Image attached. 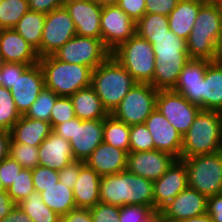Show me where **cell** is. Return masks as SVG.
I'll return each mask as SVG.
<instances>
[{"label": "cell", "instance_id": "6da1fadb", "mask_svg": "<svg viewBox=\"0 0 222 222\" xmlns=\"http://www.w3.org/2000/svg\"><path fill=\"white\" fill-rule=\"evenodd\" d=\"M149 41L155 53V70L150 83L157 90L173 89L184 66L190 60L187 42L168 31L159 38H143Z\"/></svg>", "mask_w": 222, "mask_h": 222}, {"label": "cell", "instance_id": "7a4b0ae2", "mask_svg": "<svg viewBox=\"0 0 222 222\" xmlns=\"http://www.w3.org/2000/svg\"><path fill=\"white\" fill-rule=\"evenodd\" d=\"M154 181L124 170L100 179V202L122 207L145 205L154 209Z\"/></svg>", "mask_w": 222, "mask_h": 222}, {"label": "cell", "instance_id": "3957f363", "mask_svg": "<svg viewBox=\"0 0 222 222\" xmlns=\"http://www.w3.org/2000/svg\"><path fill=\"white\" fill-rule=\"evenodd\" d=\"M222 37V6L203 4L187 39L190 59L219 60Z\"/></svg>", "mask_w": 222, "mask_h": 222}, {"label": "cell", "instance_id": "277c9868", "mask_svg": "<svg viewBox=\"0 0 222 222\" xmlns=\"http://www.w3.org/2000/svg\"><path fill=\"white\" fill-rule=\"evenodd\" d=\"M222 151V113L200 110L183 136L181 159Z\"/></svg>", "mask_w": 222, "mask_h": 222}, {"label": "cell", "instance_id": "5b68a950", "mask_svg": "<svg viewBox=\"0 0 222 222\" xmlns=\"http://www.w3.org/2000/svg\"><path fill=\"white\" fill-rule=\"evenodd\" d=\"M137 82L111 55L92 71L91 87L111 114Z\"/></svg>", "mask_w": 222, "mask_h": 222}, {"label": "cell", "instance_id": "8992f818", "mask_svg": "<svg viewBox=\"0 0 222 222\" xmlns=\"http://www.w3.org/2000/svg\"><path fill=\"white\" fill-rule=\"evenodd\" d=\"M45 87L56 95L70 97L78 90L91 86L93 69L85 65L67 63L58 60L54 55L39 58Z\"/></svg>", "mask_w": 222, "mask_h": 222}, {"label": "cell", "instance_id": "52a82bcc", "mask_svg": "<svg viewBox=\"0 0 222 222\" xmlns=\"http://www.w3.org/2000/svg\"><path fill=\"white\" fill-rule=\"evenodd\" d=\"M114 57L137 83L150 84L155 70V53L146 39L135 34L118 45L112 52Z\"/></svg>", "mask_w": 222, "mask_h": 222}, {"label": "cell", "instance_id": "ba28073f", "mask_svg": "<svg viewBox=\"0 0 222 222\" xmlns=\"http://www.w3.org/2000/svg\"><path fill=\"white\" fill-rule=\"evenodd\" d=\"M103 127L104 120L82 121L75 117L56 125L53 132L63 139L69 140L75 160L85 162L103 142Z\"/></svg>", "mask_w": 222, "mask_h": 222}, {"label": "cell", "instance_id": "9c48e42d", "mask_svg": "<svg viewBox=\"0 0 222 222\" xmlns=\"http://www.w3.org/2000/svg\"><path fill=\"white\" fill-rule=\"evenodd\" d=\"M181 160L187 168L188 187L207 198L222 192V151Z\"/></svg>", "mask_w": 222, "mask_h": 222}, {"label": "cell", "instance_id": "30bf717a", "mask_svg": "<svg viewBox=\"0 0 222 222\" xmlns=\"http://www.w3.org/2000/svg\"><path fill=\"white\" fill-rule=\"evenodd\" d=\"M158 91L151 84L136 83L111 115L129 126L144 123L156 109Z\"/></svg>", "mask_w": 222, "mask_h": 222}, {"label": "cell", "instance_id": "8fae6325", "mask_svg": "<svg viewBox=\"0 0 222 222\" xmlns=\"http://www.w3.org/2000/svg\"><path fill=\"white\" fill-rule=\"evenodd\" d=\"M53 55L63 62L85 65L94 70L111 55V51L102 39L75 35Z\"/></svg>", "mask_w": 222, "mask_h": 222}, {"label": "cell", "instance_id": "7c38bea8", "mask_svg": "<svg viewBox=\"0 0 222 222\" xmlns=\"http://www.w3.org/2000/svg\"><path fill=\"white\" fill-rule=\"evenodd\" d=\"M156 109L182 136L189 130L195 116L201 110L199 106L191 104L172 89L158 91Z\"/></svg>", "mask_w": 222, "mask_h": 222}, {"label": "cell", "instance_id": "4fadbf2b", "mask_svg": "<svg viewBox=\"0 0 222 222\" xmlns=\"http://www.w3.org/2000/svg\"><path fill=\"white\" fill-rule=\"evenodd\" d=\"M76 35V28L65 6L45 14L41 40V57L53 55Z\"/></svg>", "mask_w": 222, "mask_h": 222}, {"label": "cell", "instance_id": "5bb4252c", "mask_svg": "<svg viewBox=\"0 0 222 222\" xmlns=\"http://www.w3.org/2000/svg\"><path fill=\"white\" fill-rule=\"evenodd\" d=\"M100 26L101 39L111 52L136 34V23L118 5L103 7Z\"/></svg>", "mask_w": 222, "mask_h": 222}, {"label": "cell", "instance_id": "9a60e30c", "mask_svg": "<svg viewBox=\"0 0 222 222\" xmlns=\"http://www.w3.org/2000/svg\"><path fill=\"white\" fill-rule=\"evenodd\" d=\"M177 160L173 155L158 151L130 152L127 157L126 170L143 178L155 181Z\"/></svg>", "mask_w": 222, "mask_h": 222}, {"label": "cell", "instance_id": "2e32d148", "mask_svg": "<svg viewBox=\"0 0 222 222\" xmlns=\"http://www.w3.org/2000/svg\"><path fill=\"white\" fill-rule=\"evenodd\" d=\"M45 87L44 76L39 63L30 66L18 75L9 88L20 115H25Z\"/></svg>", "mask_w": 222, "mask_h": 222}, {"label": "cell", "instance_id": "e0dca14e", "mask_svg": "<svg viewBox=\"0 0 222 222\" xmlns=\"http://www.w3.org/2000/svg\"><path fill=\"white\" fill-rule=\"evenodd\" d=\"M207 199L206 196L197 190L187 187L160 211L165 222H178L183 219L206 214Z\"/></svg>", "mask_w": 222, "mask_h": 222}, {"label": "cell", "instance_id": "ac0fdd59", "mask_svg": "<svg viewBox=\"0 0 222 222\" xmlns=\"http://www.w3.org/2000/svg\"><path fill=\"white\" fill-rule=\"evenodd\" d=\"M212 61L190 59L181 71L173 91L184 96L191 104L203 110V79Z\"/></svg>", "mask_w": 222, "mask_h": 222}, {"label": "cell", "instance_id": "d6986e66", "mask_svg": "<svg viewBox=\"0 0 222 222\" xmlns=\"http://www.w3.org/2000/svg\"><path fill=\"white\" fill-rule=\"evenodd\" d=\"M187 187L186 165L177 159L161 178L154 181V210L160 211Z\"/></svg>", "mask_w": 222, "mask_h": 222}, {"label": "cell", "instance_id": "ffe728a7", "mask_svg": "<svg viewBox=\"0 0 222 222\" xmlns=\"http://www.w3.org/2000/svg\"><path fill=\"white\" fill-rule=\"evenodd\" d=\"M152 135L154 150L169 153L181 159L183 136L155 109L144 122Z\"/></svg>", "mask_w": 222, "mask_h": 222}, {"label": "cell", "instance_id": "44dd1931", "mask_svg": "<svg viewBox=\"0 0 222 222\" xmlns=\"http://www.w3.org/2000/svg\"><path fill=\"white\" fill-rule=\"evenodd\" d=\"M72 18L76 35L101 39V12L103 7L93 0H79L65 3Z\"/></svg>", "mask_w": 222, "mask_h": 222}, {"label": "cell", "instance_id": "7402d4cb", "mask_svg": "<svg viewBox=\"0 0 222 222\" xmlns=\"http://www.w3.org/2000/svg\"><path fill=\"white\" fill-rule=\"evenodd\" d=\"M0 54L4 63L29 66L39 62L37 51L13 28L0 30Z\"/></svg>", "mask_w": 222, "mask_h": 222}, {"label": "cell", "instance_id": "603a6c76", "mask_svg": "<svg viewBox=\"0 0 222 222\" xmlns=\"http://www.w3.org/2000/svg\"><path fill=\"white\" fill-rule=\"evenodd\" d=\"M39 165L56 171L74 162L69 140L63 139L53 131L39 145Z\"/></svg>", "mask_w": 222, "mask_h": 222}, {"label": "cell", "instance_id": "cb8c5ba5", "mask_svg": "<svg viewBox=\"0 0 222 222\" xmlns=\"http://www.w3.org/2000/svg\"><path fill=\"white\" fill-rule=\"evenodd\" d=\"M128 153L102 142L88 157L85 164L101 177L126 170Z\"/></svg>", "mask_w": 222, "mask_h": 222}, {"label": "cell", "instance_id": "d4e9b609", "mask_svg": "<svg viewBox=\"0 0 222 222\" xmlns=\"http://www.w3.org/2000/svg\"><path fill=\"white\" fill-rule=\"evenodd\" d=\"M101 176L85 165L74 184L73 194L77 208H92L100 202Z\"/></svg>", "mask_w": 222, "mask_h": 222}, {"label": "cell", "instance_id": "484cf974", "mask_svg": "<svg viewBox=\"0 0 222 222\" xmlns=\"http://www.w3.org/2000/svg\"><path fill=\"white\" fill-rule=\"evenodd\" d=\"M202 5L200 0H179L168 15L170 31L187 41Z\"/></svg>", "mask_w": 222, "mask_h": 222}, {"label": "cell", "instance_id": "4316f807", "mask_svg": "<svg viewBox=\"0 0 222 222\" xmlns=\"http://www.w3.org/2000/svg\"><path fill=\"white\" fill-rule=\"evenodd\" d=\"M52 131L50 122L21 115L10 133L11 139L16 143H25L33 147H39Z\"/></svg>", "mask_w": 222, "mask_h": 222}, {"label": "cell", "instance_id": "83f0119b", "mask_svg": "<svg viewBox=\"0 0 222 222\" xmlns=\"http://www.w3.org/2000/svg\"><path fill=\"white\" fill-rule=\"evenodd\" d=\"M70 99L76 118L82 121L104 120L109 115L91 86L78 90L70 96Z\"/></svg>", "mask_w": 222, "mask_h": 222}, {"label": "cell", "instance_id": "f1b7e54d", "mask_svg": "<svg viewBox=\"0 0 222 222\" xmlns=\"http://www.w3.org/2000/svg\"><path fill=\"white\" fill-rule=\"evenodd\" d=\"M203 110L222 113V60L212 61L203 79Z\"/></svg>", "mask_w": 222, "mask_h": 222}, {"label": "cell", "instance_id": "f546056e", "mask_svg": "<svg viewBox=\"0 0 222 222\" xmlns=\"http://www.w3.org/2000/svg\"><path fill=\"white\" fill-rule=\"evenodd\" d=\"M44 23L45 14L29 10L13 27L37 51L39 57Z\"/></svg>", "mask_w": 222, "mask_h": 222}, {"label": "cell", "instance_id": "4dcf8cb0", "mask_svg": "<svg viewBox=\"0 0 222 222\" xmlns=\"http://www.w3.org/2000/svg\"><path fill=\"white\" fill-rule=\"evenodd\" d=\"M43 202L61 217L77 208L73 189L58 181L56 184L40 192Z\"/></svg>", "mask_w": 222, "mask_h": 222}, {"label": "cell", "instance_id": "1f68e13d", "mask_svg": "<svg viewBox=\"0 0 222 222\" xmlns=\"http://www.w3.org/2000/svg\"><path fill=\"white\" fill-rule=\"evenodd\" d=\"M103 142L129 153L130 126L109 114L104 119Z\"/></svg>", "mask_w": 222, "mask_h": 222}, {"label": "cell", "instance_id": "d6a6232c", "mask_svg": "<svg viewBox=\"0 0 222 222\" xmlns=\"http://www.w3.org/2000/svg\"><path fill=\"white\" fill-rule=\"evenodd\" d=\"M33 222H57L61 216L51 210L42 200L39 192L34 191L17 204Z\"/></svg>", "mask_w": 222, "mask_h": 222}, {"label": "cell", "instance_id": "836d02e7", "mask_svg": "<svg viewBox=\"0 0 222 222\" xmlns=\"http://www.w3.org/2000/svg\"><path fill=\"white\" fill-rule=\"evenodd\" d=\"M170 31L168 16L145 13L136 23V34L141 38H159Z\"/></svg>", "mask_w": 222, "mask_h": 222}, {"label": "cell", "instance_id": "e575fe53", "mask_svg": "<svg viewBox=\"0 0 222 222\" xmlns=\"http://www.w3.org/2000/svg\"><path fill=\"white\" fill-rule=\"evenodd\" d=\"M29 10L28 0H0V28H13Z\"/></svg>", "mask_w": 222, "mask_h": 222}, {"label": "cell", "instance_id": "d590c367", "mask_svg": "<svg viewBox=\"0 0 222 222\" xmlns=\"http://www.w3.org/2000/svg\"><path fill=\"white\" fill-rule=\"evenodd\" d=\"M58 97L59 96L56 95L51 89L44 87L36 101L31 105L30 109L24 116L50 122L51 111Z\"/></svg>", "mask_w": 222, "mask_h": 222}, {"label": "cell", "instance_id": "8d00e7d4", "mask_svg": "<svg viewBox=\"0 0 222 222\" xmlns=\"http://www.w3.org/2000/svg\"><path fill=\"white\" fill-rule=\"evenodd\" d=\"M20 117L10 90L0 86V130L11 131Z\"/></svg>", "mask_w": 222, "mask_h": 222}, {"label": "cell", "instance_id": "74e56055", "mask_svg": "<svg viewBox=\"0 0 222 222\" xmlns=\"http://www.w3.org/2000/svg\"><path fill=\"white\" fill-rule=\"evenodd\" d=\"M9 156L25 169L32 170L39 165L38 147H33L25 143H16L12 139L9 144Z\"/></svg>", "mask_w": 222, "mask_h": 222}, {"label": "cell", "instance_id": "f35d334b", "mask_svg": "<svg viewBox=\"0 0 222 222\" xmlns=\"http://www.w3.org/2000/svg\"><path fill=\"white\" fill-rule=\"evenodd\" d=\"M6 191L16 205L26 199L30 193L35 191L32 170L23 168Z\"/></svg>", "mask_w": 222, "mask_h": 222}, {"label": "cell", "instance_id": "ab89813d", "mask_svg": "<svg viewBox=\"0 0 222 222\" xmlns=\"http://www.w3.org/2000/svg\"><path fill=\"white\" fill-rule=\"evenodd\" d=\"M154 150V141L144 123L130 126V152Z\"/></svg>", "mask_w": 222, "mask_h": 222}, {"label": "cell", "instance_id": "60d3db41", "mask_svg": "<svg viewBox=\"0 0 222 222\" xmlns=\"http://www.w3.org/2000/svg\"><path fill=\"white\" fill-rule=\"evenodd\" d=\"M75 117L76 115L70 97L59 96L51 111V128L53 129L56 125L65 123Z\"/></svg>", "mask_w": 222, "mask_h": 222}, {"label": "cell", "instance_id": "b9f144b4", "mask_svg": "<svg viewBox=\"0 0 222 222\" xmlns=\"http://www.w3.org/2000/svg\"><path fill=\"white\" fill-rule=\"evenodd\" d=\"M59 171L38 165L32 169V180L34 189L37 192H42L59 181Z\"/></svg>", "mask_w": 222, "mask_h": 222}, {"label": "cell", "instance_id": "7bdbcfd3", "mask_svg": "<svg viewBox=\"0 0 222 222\" xmlns=\"http://www.w3.org/2000/svg\"><path fill=\"white\" fill-rule=\"evenodd\" d=\"M155 210L145 205H123L120 207L119 222H142Z\"/></svg>", "mask_w": 222, "mask_h": 222}, {"label": "cell", "instance_id": "ee69618b", "mask_svg": "<svg viewBox=\"0 0 222 222\" xmlns=\"http://www.w3.org/2000/svg\"><path fill=\"white\" fill-rule=\"evenodd\" d=\"M90 213L92 222H119L120 207L99 202Z\"/></svg>", "mask_w": 222, "mask_h": 222}, {"label": "cell", "instance_id": "f6af8a7d", "mask_svg": "<svg viewBox=\"0 0 222 222\" xmlns=\"http://www.w3.org/2000/svg\"><path fill=\"white\" fill-rule=\"evenodd\" d=\"M22 169V166L10 156L0 163V181L4 190L11 186Z\"/></svg>", "mask_w": 222, "mask_h": 222}, {"label": "cell", "instance_id": "bcb514c9", "mask_svg": "<svg viewBox=\"0 0 222 222\" xmlns=\"http://www.w3.org/2000/svg\"><path fill=\"white\" fill-rule=\"evenodd\" d=\"M30 66L21 63H4L0 70V86L10 88L18 75H22Z\"/></svg>", "mask_w": 222, "mask_h": 222}, {"label": "cell", "instance_id": "7dc6e473", "mask_svg": "<svg viewBox=\"0 0 222 222\" xmlns=\"http://www.w3.org/2000/svg\"><path fill=\"white\" fill-rule=\"evenodd\" d=\"M84 161H77L70 163L64 169L59 170V181L65 184L68 188L73 189L74 184L79 177L81 169L85 166Z\"/></svg>", "mask_w": 222, "mask_h": 222}, {"label": "cell", "instance_id": "c3c4849f", "mask_svg": "<svg viewBox=\"0 0 222 222\" xmlns=\"http://www.w3.org/2000/svg\"><path fill=\"white\" fill-rule=\"evenodd\" d=\"M118 6L137 23L146 13L145 0H120Z\"/></svg>", "mask_w": 222, "mask_h": 222}, {"label": "cell", "instance_id": "681fc988", "mask_svg": "<svg viewBox=\"0 0 222 222\" xmlns=\"http://www.w3.org/2000/svg\"><path fill=\"white\" fill-rule=\"evenodd\" d=\"M179 0H145L146 13L168 16Z\"/></svg>", "mask_w": 222, "mask_h": 222}, {"label": "cell", "instance_id": "f907efd6", "mask_svg": "<svg viewBox=\"0 0 222 222\" xmlns=\"http://www.w3.org/2000/svg\"><path fill=\"white\" fill-rule=\"evenodd\" d=\"M31 11L43 14L50 13L56 8L64 6L63 0H28Z\"/></svg>", "mask_w": 222, "mask_h": 222}, {"label": "cell", "instance_id": "816d5d0a", "mask_svg": "<svg viewBox=\"0 0 222 222\" xmlns=\"http://www.w3.org/2000/svg\"><path fill=\"white\" fill-rule=\"evenodd\" d=\"M213 222H222V192L207 199V212Z\"/></svg>", "mask_w": 222, "mask_h": 222}, {"label": "cell", "instance_id": "f5cc1de1", "mask_svg": "<svg viewBox=\"0 0 222 222\" xmlns=\"http://www.w3.org/2000/svg\"><path fill=\"white\" fill-rule=\"evenodd\" d=\"M64 222H92L90 209L75 208L61 217Z\"/></svg>", "mask_w": 222, "mask_h": 222}, {"label": "cell", "instance_id": "db71d44e", "mask_svg": "<svg viewBox=\"0 0 222 222\" xmlns=\"http://www.w3.org/2000/svg\"><path fill=\"white\" fill-rule=\"evenodd\" d=\"M0 222H33V220L18 205H15Z\"/></svg>", "mask_w": 222, "mask_h": 222}, {"label": "cell", "instance_id": "11a10c76", "mask_svg": "<svg viewBox=\"0 0 222 222\" xmlns=\"http://www.w3.org/2000/svg\"><path fill=\"white\" fill-rule=\"evenodd\" d=\"M16 204L11 200L6 190H0V220L6 217Z\"/></svg>", "mask_w": 222, "mask_h": 222}, {"label": "cell", "instance_id": "9f6ffc18", "mask_svg": "<svg viewBox=\"0 0 222 222\" xmlns=\"http://www.w3.org/2000/svg\"><path fill=\"white\" fill-rule=\"evenodd\" d=\"M10 131L0 130V163L9 156Z\"/></svg>", "mask_w": 222, "mask_h": 222}, {"label": "cell", "instance_id": "6f0895ef", "mask_svg": "<svg viewBox=\"0 0 222 222\" xmlns=\"http://www.w3.org/2000/svg\"><path fill=\"white\" fill-rule=\"evenodd\" d=\"M178 222H213L211 217L206 213L204 215H199L187 219L180 220Z\"/></svg>", "mask_w": 222, "mask_h": 222}, {"label": "cell", "instance_id": "680465c9", "mask_svg": "<svg viewBox=\"0 0 222 222\" xmlns=\"http://www.w3.org/2000/svg\"><path fill=\"white\" fill-rule=\"evenodd\" d=\"M142 222H165V220L163 219L161 211L155 210L150 216H148Z\"/></svg>", "mask_w": 222, "mask_h": 222}, {"label": "cell", "instance_id": "91938a15", "mask_svg": "<svg viewBox=\"0 0 222 222\" xmlns=\"http://www.w3.org/2000/svg\"><path fill=\"white\" fill-rule=\"evenodd\" d=\"M93 1H95L101 7H105V6H116L118 5L120 0H93Z\"/></svg>", "mask_w": 222, "mask_h": 222}, {"label": "cell", "instance_id": "94428289", "mask_svg": "<svg viewBox=\"0 0 222 222\" xmlns=\"http://www.w3.org/2000/svg\"><path fill=\"white\" fill-rule=\"evenodd\" d=\"M203 4L220 5L222 6V0H200Z\"/></svg>", "mask_w": 222, "mask_h": 222}, {"label": "cell", "instance_id": "6125c7cd", "mask_svg": "<svg viewBox=\"0 0 222 222\" xmlns=\"http://www.w3.org/2000/svg\"><path fill=\"white\" fill-rule=\"evenodd\" d=\"M219 60H222V37L219 43Z\"/></svg>", "mask_w": 222, "mask_h": 222}, {"label": "cell", "instance_id": "be15d7a7", "mask_svg": "<svg viewBox=\"0 0 222 222\" xmlns=\"http://www.w3.org/2000/svg\"><path fill=\"white\" fill-rule=\"evenodd\" d=\"M3 64H4V61H3V58H2V56H1V54H0V70H1V68H2V66H3Z\"/></svg>", "mask_w": 222, "mask_h": 222}, {"label": "cell", "instance_id": "e7e4bbea", "mask_svg": "<svg viewBox=\"0 0 222 222\" xmlns=\"http://www.w3.org/2000/svg\"><path fill=\"white\" fill-rule=\"evenodd\" d=\"M73 1H79V0H63L64 4L65 3H70V2H73Z\"/></svg>", "mask_w": 222, "mask_h": 222}, {"label": "cell", "instance_id": "03108f58", "mask_svg": "<svg viewBox=\"0 0 222 222\" xmlns=\"http://www.w3.org/2000/svg\"><path fill=\"white\" fill-rule=\"evenodd\" d=\"M0 190H4L2 184H1V181H0Z\"/></svg>", "mask_w": 222, "mask_h": 222}, {"label": "cell", "instance_id": "003e7915", "mask_svg": "<svg viewBox=\"0 0 222 222\" xmlns=\"http://www.w3.org/2000/svg\"><path fill=\"white\" fill-rule=\"evenodd\" d=\"M57 222H64L63 219L61 218L60 220H58Z\"/></svg>", "mask_w": 222, "mask_h": 222}]
</instances>
